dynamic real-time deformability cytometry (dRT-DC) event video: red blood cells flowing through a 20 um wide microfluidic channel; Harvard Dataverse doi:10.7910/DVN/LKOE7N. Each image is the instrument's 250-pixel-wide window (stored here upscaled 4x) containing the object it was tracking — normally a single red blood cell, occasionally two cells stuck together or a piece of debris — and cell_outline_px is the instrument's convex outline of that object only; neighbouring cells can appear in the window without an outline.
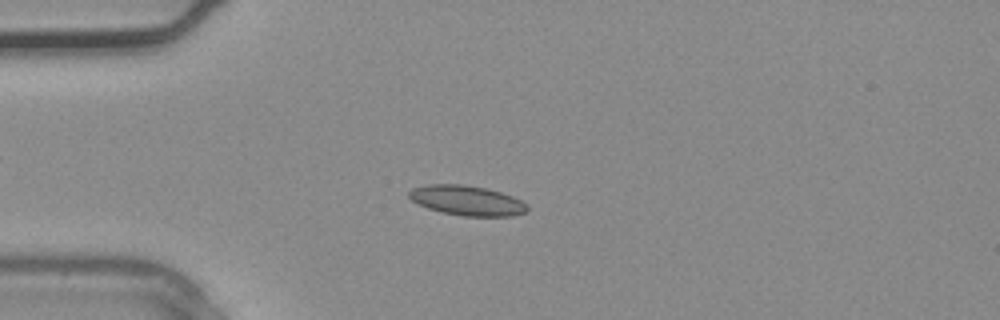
{"species": "common noctule bat (a hibernating species)", "species_latin": "Nyctalus noctula", "temperature_condition": "warm", "stored_images_in_passage": 4, "camera_frame_rate_fps": 3000, "um_per_image_px": 0.085, "animal": {"sex": "male", "body_mass_g": 20.4}, "frame": {"image": 1, "passage_image": 4, "time_ms": 1.0, "image_size_px": [1000, 320], "cell_outline_px": [[528, 208], [524, 212], [512, 216], [464, 216], [444, 212], [428, 208], [412, 200], [408, 196], [408, 192], [412, 188], [428, 184], [464, 184], [484, 188], [500, 192], [512, 196], [528, 204]], "centroid_in_image_um": [39.69, 17.03], "position_along_channel_um": 45.3, "area_um2": 20.4}}